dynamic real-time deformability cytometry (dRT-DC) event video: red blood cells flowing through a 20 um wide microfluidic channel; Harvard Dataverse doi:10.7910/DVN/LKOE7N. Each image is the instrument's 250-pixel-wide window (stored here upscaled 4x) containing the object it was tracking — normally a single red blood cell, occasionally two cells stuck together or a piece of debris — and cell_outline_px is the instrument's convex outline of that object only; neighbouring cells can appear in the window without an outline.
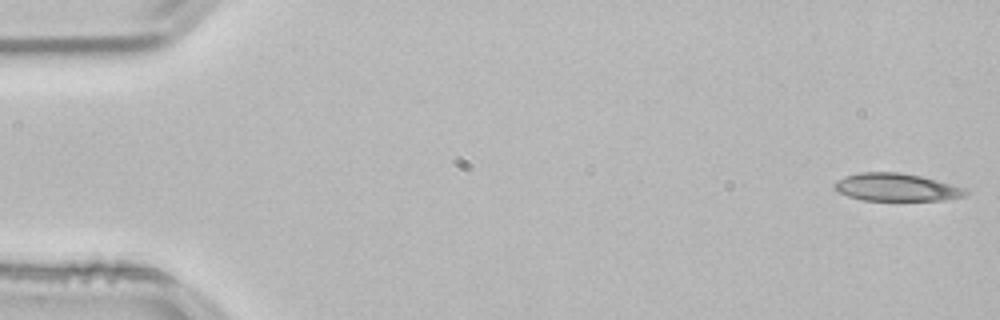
{"species": "common noctule bat (a hibernating species)", "species_latin": "Nyctalus noctula", "temperature_condition": "room temperature", "stored_images_in_passage": 52, "camera_frame_rate_fps": 3000, "um_per_image_px": 0.085, "animal": {"sex": "male", "body_mass_g": 21.5, "forearm_length_mm": 52.0}, "frame": {"image": 1, "passage_image": 1, "time_ms": 0.0, "image_size_px": [1000, 320], "cell_outline_px": [[972, 192], [964, 196], [944, 200], [864, 200], [848, 196], [836, 192], [832, 188], [832, 184], [836, 180], [844, 176], [860, 172], [900, 172], [920, 176], [936, 180], [964, 188]], "centroid_in_image_um": [76.14, 15.91], "position_along_channel_um": 8.9, "area_um2": 21.33}}
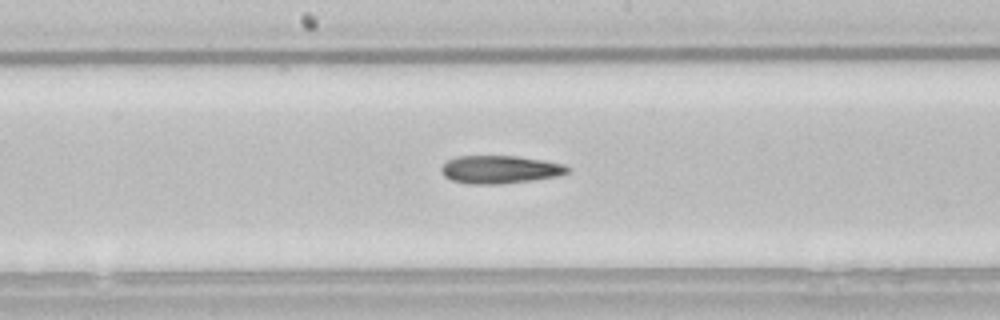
{"frame": {"image": 2, "passage_image": 27, "time_ms": 8.667, "image_size_px": [1000, 320], "cell_outline_px": [[568, 172], [556, 176], [532, 180], [500, 184], [468, 184], [452, 180], [444, 176], [440, 172], [440, 168], [448, 160], [456, 156], [516, 156], [564, 164], [568, 168]], "centroid_in_image_um": [42.43, 14.41], "position_along_channel_um": 205.8, "area_um2": 20.4}}
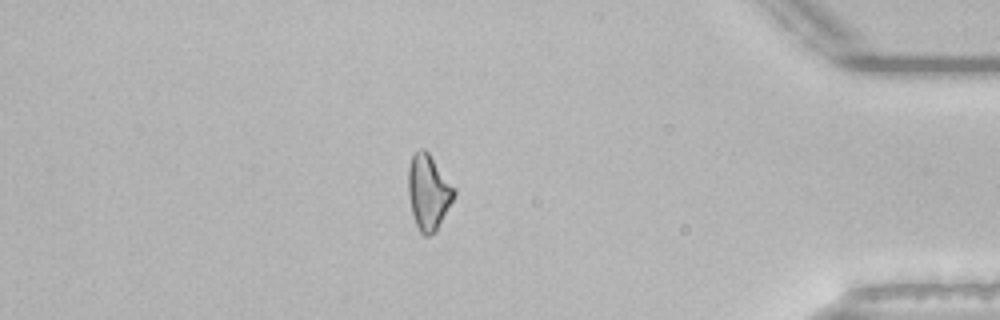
{"frame": {"image": 3, "passage_image": 45, "time_ms": 14.667, "image_size_px": [1000, 320], "cell_outline_px": [[456, 192], [436, 232], [428, 236], [424, 236], [420, 232], [416, 224], [412, 212], [408, 196], [408, 168], [412, 156], [420, 148], [424, 148], [428, 152], [456, 188]], "centroid_in_image_um": [36.41, 16.33], "position_along_channel_um": 398.8, "area_um2": 20.06}}